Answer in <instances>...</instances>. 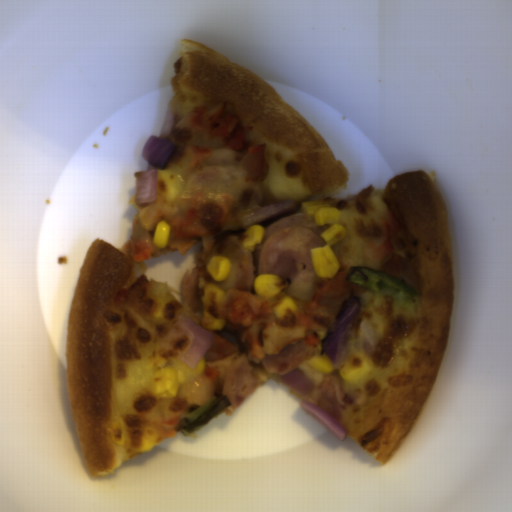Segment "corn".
I'll return each mask as SVG.
<instances>
[{
    "mask_svg": "<svg viewBox=\"0 0 512 512\" xmlns=\"http://www.w3.org/2000/svg\"><path fill=\"white\" fill-rule=\"evenodd\" d=\"M299 210L306 218H314L316 227L330 225L320 237L327 244L324 247L310 248L312 267L317 277L332 280L340 270V264L332 248L345 239L347 229L340 224L341 212L327 200L303 202Z\"/></svg>",
    "mask_w": 512,
    "mask_h": 512,
    "instance_id": "obj_1",
    "label": "corn"
},
{
    "mask_svg": "<svg viewBox=\"0 0 512 512\" xmlns=\"http://www.w3.org/2000/svg\"><path fill=\"white\" fill-rule=\"evenodd\" d=\"M140 227L146 232H153L152 245L160 250L169 246L172 228L171 225L162 220L160 211L153 205H147L138 212Z\"/></svg>",
    "mask_w": 512,
    "mask_h": 512,
    "instance_id": "obj_2",
    "label": "corn"
},
{
    "mask_svg": "<svg viewBox=\"0 0 512 512\" xmlns=\"http://www.w3.org/2000/svg\"><path fill=\"white\" fill-rule=\"evenodd\" d=\"M337 368L345 380L354 383L365 379L375 369V363L373 359L363 354L350 358L347 363Z\"/></svg>",
    "mask_w": 512,
    "mask_h": 512,
    "instance_id": "obj_3",
    "label": "corn"
},
{
    "mask_svg": "<svg viewBox=\"0 0 512 512\" xmlns=\"http://www.w3.org/2000/svg\"><path fill=\"white\" fill-rule=\"evenodd\" d=\"M282 277L275 274H259L254 277L253 287L257 295L263 298H273L287 288Z\"/></svg>",
    "mask_w": 512,
    "mask_h": 512,
    "instance_id": "obj_4",
    "label": "corn"
},
{
    "mask_svg": "<svg viewBox=\"0 0 512 512\" xmlns=\"http://www.w3.org/2000/svg\"><path fill=\"white\" fill-rule=\"evenodd\" d=\"M205 269L206 273L215 282L219 283L226 281L233 269V265L231 259L227 255L212 256L207 262Z\"/></svg>",
    "mask_w": 512,
    "mask_h": 512,
    "instance_id": "obj_5",
    "label": "corn"
},
{
    "mask_svg": "<svg viewBox=\"0 0 512 512\" xmlns=\"http://www.w3.org/2000/svg\"><path fill=\"white\" fill-rule=\"evenodd\" d=\"M244 239L242 246L249 249L252 253L257 250V245L263 243L266 237V230L258 224L250 225L245 231L242 232Z\"/></svg>",
    "mask_w": 512,
    "mask_h": 512,
    "instance_id": "obj_6",
    "label": "corn"
},
{
    "mask_svg": "<svg viewBox=\"0 0 512 512\" xmlns=\"http://www.w3.org/2000/svg\"><path fill=\"white\" fill-rule=\"evenodd\" d=\"M306 362L316 369L317 371L325 374V375H331L335 369L333 366V363L331 359L323 354L313 355L309 358H307Z\"/></svg>",
    "mask_w": 512,
    "mask_h": 512,
    "instance_id": "obj_7",
    "label": "corn"
},
{
    "mask_svg": "<svg viewBox=\"0 0 512 512\" xmlns=\"http://www.w3.org/2000/svg\"><path fill=\"white\" fill-rule=\"evenodd\" d=\"M291 308L295 316L299 313V306L294 302L293 298L288 294H284L281 299L272 304L271 309L277 320L283 318L284 311Z\"/></svg>",
    "mask_w": 512,
    "mask_h": 512,
    "instance_id": "obj_8",
    "label": "corn"
}]
</instances>
